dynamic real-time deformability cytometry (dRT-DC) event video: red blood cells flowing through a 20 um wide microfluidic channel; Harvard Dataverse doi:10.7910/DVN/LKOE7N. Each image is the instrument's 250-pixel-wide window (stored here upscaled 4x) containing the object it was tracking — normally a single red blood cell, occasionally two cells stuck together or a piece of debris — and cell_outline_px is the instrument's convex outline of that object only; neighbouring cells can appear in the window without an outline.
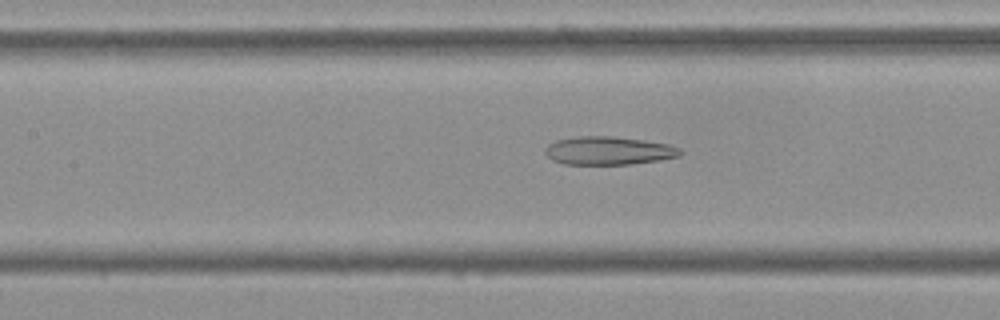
{"species": "Egyptian fruit bat (a non-hibernating species)", "species_latin": "Rousettus aegyptiacus", "temperature_condition": "cold", "stored_images_in_passage": 54, "camera_frame_rate_fps": 3000, "um_per_image_px": 0.085, "frame": {"image": 1, "passage_image": 24, "time_ms": 7.667, "image_size_px": [1000, 320], "cell_outline_px": [[684, 152], [680, 156], [660, 160], [632, 164], [564, 164], [552, 160], [544, 152], [544, 148], [548, 144], [556, 140], [576, 136], [612, 136], [644, 140], [668, 144], [680, 148]], "centroid_in_image_um": [51.73, 12.8], "position_along_channel_um": 155.7, "area_um2": 22.43}}
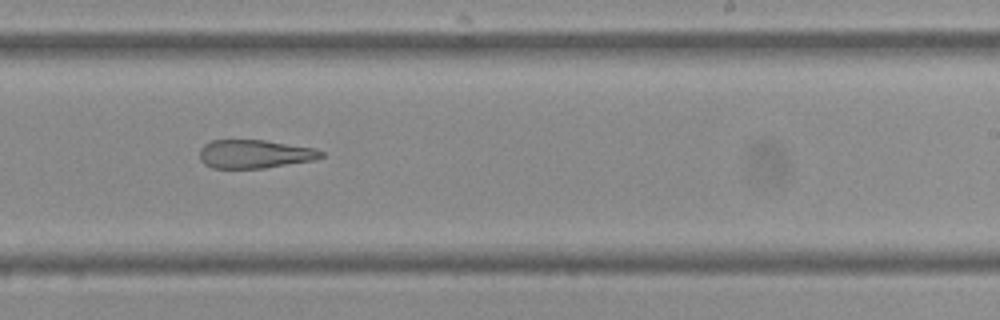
{"frame": {"image": 2, "passage_image": 33, "time_ms": 10.667, "image_size_px": [1000, 320], "cell_outline_px": [[324, 156], [312, 160], [264, 168], [212, 168], [204, 164], [200, 160], [200, 148], [204, 144], [212, 140], [264, 140], [316, 148], [324, 152]], "centroid_in_image_um": [21.63, 13.08], "position_along_channel_um": 267.4, "area_um2": 20.17}}
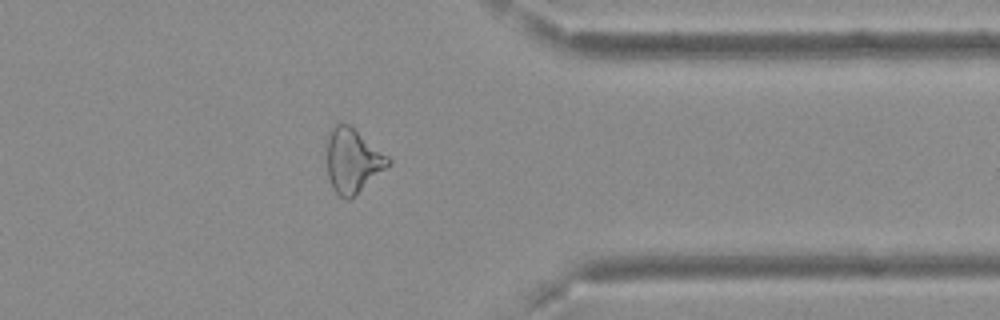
{"frame": {"image": 3, "passage_image": 43, "time_ms": 14.0, "image_size_px": [1000, 320], "cell_outline_px": [[392, 164], [348, 200], [340, 196], [336, 192], [328, 176], [324, 140], [328, 132], [336, 124], [348, 124], [388, 156], [392, 160]], "centroid_in_image_um": [29.94, 13.63], "position_along_channel_um": 381.5, "area_um2": 23.0}, "authors_computed_cell_mechanics": {"area_um2": 25.4031, "velocity_mm_per_s": 3.7357, "shape_relaxation_time_tau1_ms": null, "shape_relaxation_time_tau2_ms": 5.1814, "deformation_change_tau1": null, "deformation_change_tau2": 0.1754}}